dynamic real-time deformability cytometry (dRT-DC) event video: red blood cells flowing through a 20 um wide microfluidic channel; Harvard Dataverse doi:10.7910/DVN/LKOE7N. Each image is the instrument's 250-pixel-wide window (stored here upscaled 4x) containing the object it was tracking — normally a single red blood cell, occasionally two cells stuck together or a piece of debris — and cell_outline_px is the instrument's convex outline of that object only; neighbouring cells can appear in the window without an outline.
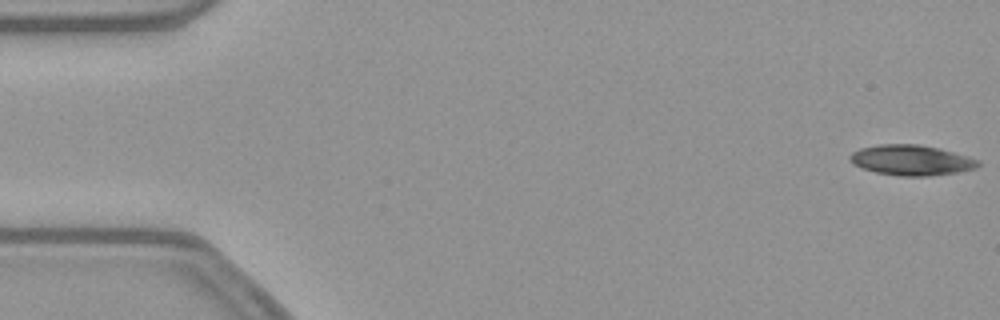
{"species": "common noctule bat (a hibernating species)", "species_latin": "Nyctalus noctula", "temperature_condition": "warm", "stored_images_in_passage": 53, "camera_frame_rate_fps": 3000, "um_per_image_px": 0.085, "animal": {"sex": "female", "body_mass_g": 21.9}, "frame": {"image": 1, "passage_image": 1, "time_ms": 0.0, "image_size_px": [1000, 320], "cell_outline_px": [[980, 164], [976, 168], [960, 172], [928, 176], [900, 176], [876, 172], [852, 164], [848, 160], [848, 156], [852, 152], [860, 148], [880, 144], [920, 144], [940, 148], [968, 156], [980, 160]], "centroid_in_image_um": [77.47, 13.61], "position_along_channel_um": 7.5, "area_um2": 22.89}}
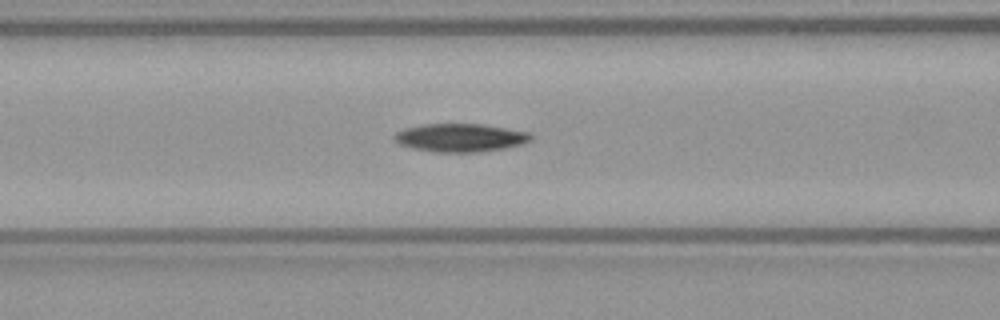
{"frame": {"image": 2, "passage_image": 21, "time_ms": 6.667, "image_size_px": [1000, 320], "cell_outline_px": [[532, 140], [524, 144], [504, 148], [480, 152], [436, 152], [412, 148], [400, 144], [392, 136], [396, 132], [404, 128], [420, 124], [484, 124], [528, 132], [532, 136]], "centroid_in_image_um": [39.13, 11.7], "position_along_channel_um": 127.5, "area_um2": 22.54}}
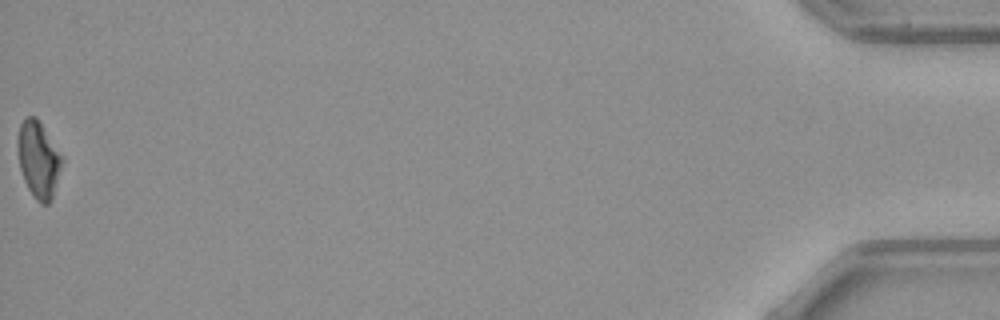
{"frame": {"image": 3, "passage_image": 53, "time_ms": 17.333, "image_size_px": [1000, 320], "cell_outline_px": [[64, 160], [52, 200], [48, 204], [40, 204], [36, 200], [28, 188], [24, 180], [20, 168], [16, 144], [16, 140], [20, 124], [28, 116], [36, 116], [64, 156]], "centroid_in_image_um": [3.29, 13.56], "position_along_channel_um": 431.9, "area_um2": 20.17}, "authors_computed_cell_mechanics": {"area_um2": 22.0796, "velocity_mm_per_s": 3.8797, "shape_relaxation_time_tau1_ms": 7.3873, "shape_relaxation_time_tau2_ms": null, "deformation_change_tau1": 0.1906, "deformation_change_tau2": null}}